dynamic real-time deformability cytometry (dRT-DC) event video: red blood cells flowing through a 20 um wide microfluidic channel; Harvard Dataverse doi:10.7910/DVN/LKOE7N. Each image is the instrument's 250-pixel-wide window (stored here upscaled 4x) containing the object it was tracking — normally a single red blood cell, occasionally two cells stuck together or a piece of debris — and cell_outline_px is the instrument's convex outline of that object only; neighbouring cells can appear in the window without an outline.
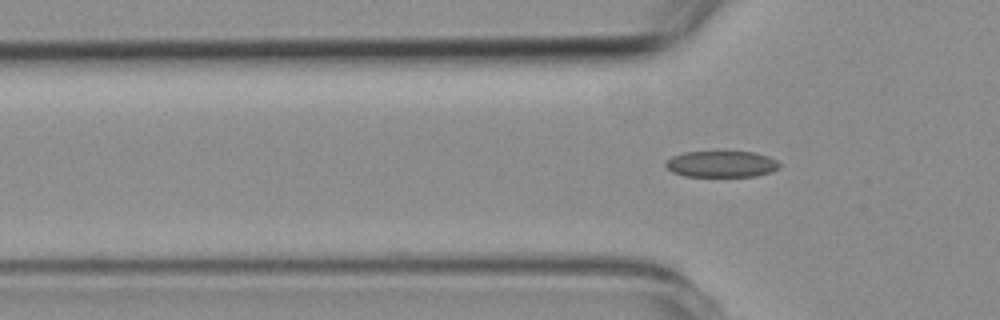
{"species": "common noctule bat (a hibernating species)", "species_latin": "Nyctalus noctula", "temperature_condition": "room temperature", "stored_images_in_passage": 4, "camera_frame_rate_fps": 3000, "um_per_image_px": 0.085, "animal": {"sex": "female", "body_mass_g": 19.3, "forearm_length_mm": 54.1}, "frame": {"image": 1, "passage_image": 4, "time_ms": 3.333, "image_size_px": [1000, 320], "cell_outline_px": [[780, 168], [772, 172], [756, 176], [684, 176], [672, 172], [664, 164], [664, 160], [672, 156], [684, 152], [752, 152], [768, 156], [776, 160], [780, 164]], "centroid_in_image_um": [61.31, 13.95], "position_along_channel_um": 64.5, "area_um2": 17.51}}